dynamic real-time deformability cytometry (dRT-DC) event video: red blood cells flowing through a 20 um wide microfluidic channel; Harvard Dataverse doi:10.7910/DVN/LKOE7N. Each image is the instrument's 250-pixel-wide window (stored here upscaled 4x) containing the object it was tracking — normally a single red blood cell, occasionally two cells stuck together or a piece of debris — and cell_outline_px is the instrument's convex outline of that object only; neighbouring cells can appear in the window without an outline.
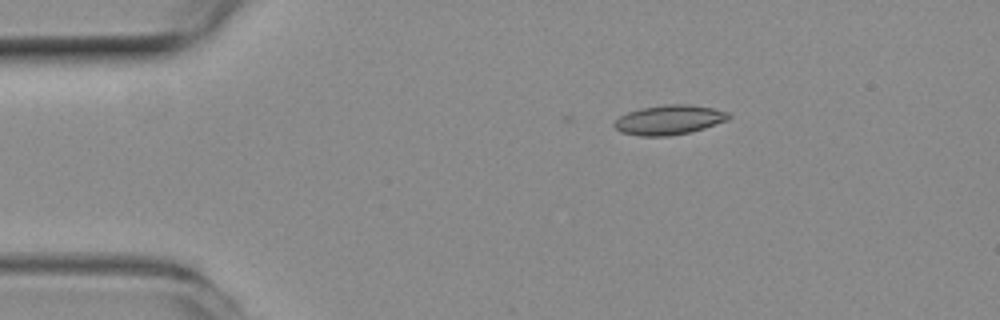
{"species": "common noctule bat (a hibernating species)", "species_latin": "Nyctalus noctula", "temperature_condition": "room temperature", "stored_images_in_passage": 46, "camera_frame_rate_fps": 3000, "um_per_image_px": 0.085, "animal": {"sex": "female", "body_mass_g": 19.3, "forearm_length_mm": 54.1}, "frame": {"image": 1, "passage_image": 2, "time_ms": 0.333, "image_size_px": [1000, 320], "cell_outline_px": [[732, 116], [728, 120], [704, 128], [688, 132], [668, 136], [640, 136], [620, 132], [612, 124], [620, 116], [628, 112], [640, 108], [664, 104], [688, 104], [712, 108], [728, 112]], "centroid_in_image_um": [56.87, 10.18], "position_along_channel_um": 28.1, "area_um2": 19.71}}
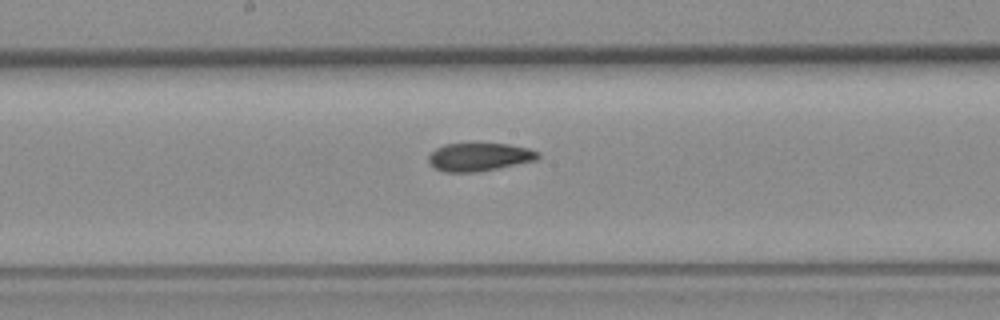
{"frame": {"image": 2, "passage_image": 20, "time_ms": 6.333, "image_size_px": [1000, 320], "cell_outline_px": [[540, 156], [536, 160], [476, 172], [444, 172], [428, 164], [428, 156], [436, 148], [444, 144], [508, 144], [528, 148], [540, 152]], "centroid_in_image_um": [40.71, 13.34], "position_along_channel_um": 207.5, "area_um2": 17.8}}
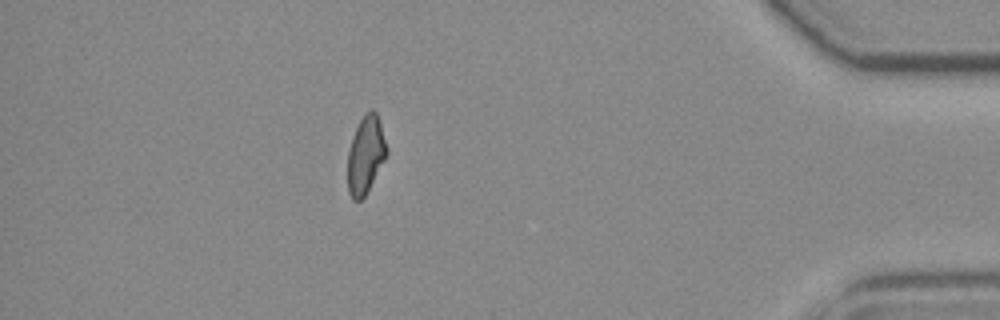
{"frame": {"image": 3, "passage_image": 39, "time_ms": 12.667, "image_size_px": [1000, 320], "cell_outline_px": [[388, 152], [384, 160], [364, 196], [360, 200], [352, 200], [348, 192], [348, 152], [352, 136], [360, 120], [372, 108], [376, 112], [388, 148]], "centroid_in_image_um": [31.07, 13.16], "position_along_channel_um": 404.1, "area_um2": 17.28}, "authors_computed_cell_mechanics": {"area_um2": 18.4382, "velocity_mm_per_s": 3.9101, "shape_relaxation_time_tau1_ms": null, "shape_relaxation_time_tau2_ms": 3.6093, "deformation_change_tau1": null, "deformation_change_tau2": 0.0949}}